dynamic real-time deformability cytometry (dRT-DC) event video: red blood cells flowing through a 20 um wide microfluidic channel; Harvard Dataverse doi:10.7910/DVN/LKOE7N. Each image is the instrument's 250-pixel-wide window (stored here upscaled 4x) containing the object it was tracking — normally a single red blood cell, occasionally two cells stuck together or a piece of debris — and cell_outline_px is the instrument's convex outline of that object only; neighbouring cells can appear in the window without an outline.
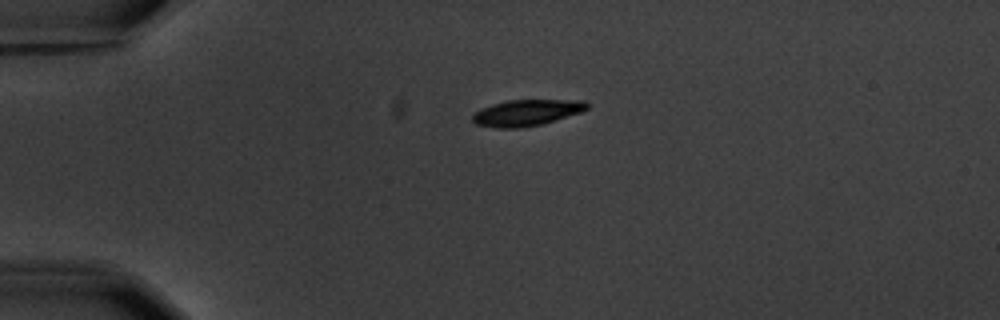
{"species": "common noctule bat (a hibernating species)", "species_latin": "Nyctalus noctula", "temperature_condition": "warm", "stored_images_in_passage": 2, "camera_frame_rate_fps": 3000, "um_per_image_px": 0.085, "animal": {"sex": "male", "body_mass_g": 20.1, "forearm_length_mm": 53.5}, "frame": {"image": 1, "passage_image": 1, "time_ms": 0.0, "image_size_px": [1000, 320], "cell_outline_px": [[588, 108], [580, 112], [540, 124], [520, 128], [496, 128], [476, 124], [472, 120], [472, 116], [480, 108], [492, 104], [508, 100], [584, 100], [588, 104]], "centroid_in_image_um": [44.72, 9.57], "position_along_channel_um": 40.3, "area_um2": 17.28}}